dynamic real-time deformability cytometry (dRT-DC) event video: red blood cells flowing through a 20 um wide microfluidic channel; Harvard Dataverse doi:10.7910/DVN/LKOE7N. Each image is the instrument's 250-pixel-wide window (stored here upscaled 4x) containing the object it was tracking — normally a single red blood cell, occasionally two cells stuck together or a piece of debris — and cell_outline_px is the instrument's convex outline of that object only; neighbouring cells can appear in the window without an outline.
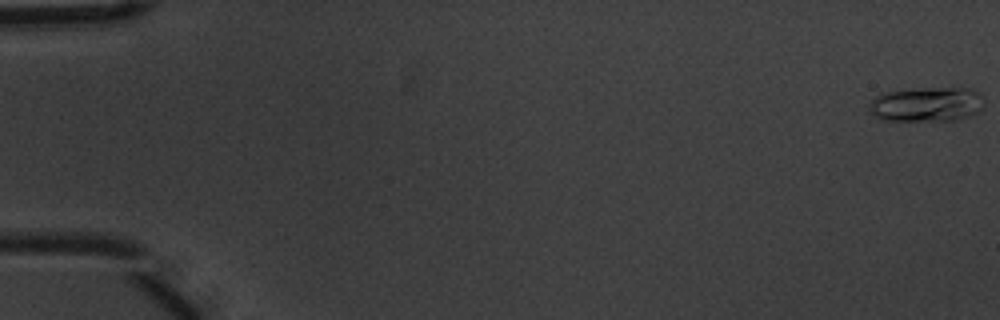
{"species": "common noctule bat (a hibernating species)", "species_latin": "Nyctalus noctula", "temperature_condition": "warm", "stored_images_in_passage": 10, "camera_frame_rate_fps": 3000, "um_per_image_px": 0.085, "animal": {"sex": "male", "body_mass_g": 20.1, "forearm_length_mm": 53.5}, "frame": {"image": 1, "passage_image": 1, "time_ms": 0.0, "image_size_px": [1000, 320], "cell_outline_px": [[980, 108], [972, 116], [956, 120], [884, 120], [868, 112], [868, 108], [872, 100], [880, 92], [924, 88], [972, 88], [980, 92]], "centroid_in_image_um": [78.72, 8.86], "position_along_channel_um": 6.3, "area_um2": 23.06}}